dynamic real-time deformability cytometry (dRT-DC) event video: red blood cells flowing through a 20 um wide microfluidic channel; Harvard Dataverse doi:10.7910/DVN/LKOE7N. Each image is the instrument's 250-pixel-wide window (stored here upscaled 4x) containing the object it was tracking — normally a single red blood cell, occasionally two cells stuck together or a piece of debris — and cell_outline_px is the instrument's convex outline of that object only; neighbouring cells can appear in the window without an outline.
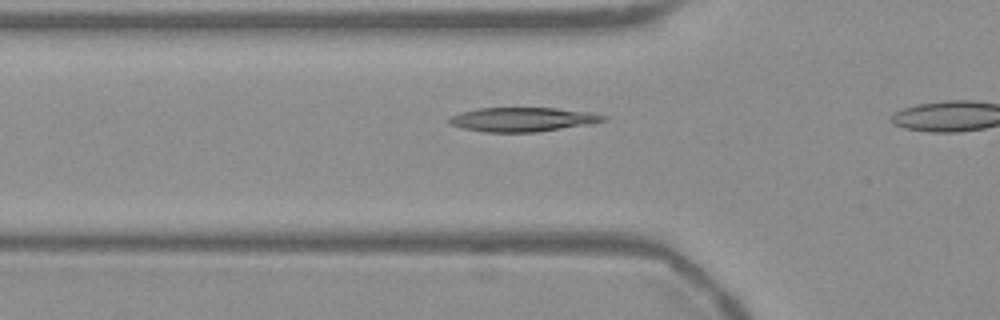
{"species": "Egyptian fruit bat (a non-hibernating species)", "species_latin": "Rousettus aegyptiacus", "temperature_condition": "warm", "stored_images_in_passage": 15, "camera_frame_rate_fps": 3000, "um_per_image_px": 0.085, "frame": {"image": 1, "passage_image": 13, "time_ms": 4.0, "image_size_px": [1000, 320], "cell_outline_px": [[608, 120], [592, 124], [536, 132], [484, 132], [464, 128], [448, 124], [448, 116], [460, 112], [480, 108], [556, 108], [592, 112], [608, 116]], "centroid_in_image_um": [44.45, 10.15], "position_along_channel_um": 81.4, "area_um2": 21.96}}